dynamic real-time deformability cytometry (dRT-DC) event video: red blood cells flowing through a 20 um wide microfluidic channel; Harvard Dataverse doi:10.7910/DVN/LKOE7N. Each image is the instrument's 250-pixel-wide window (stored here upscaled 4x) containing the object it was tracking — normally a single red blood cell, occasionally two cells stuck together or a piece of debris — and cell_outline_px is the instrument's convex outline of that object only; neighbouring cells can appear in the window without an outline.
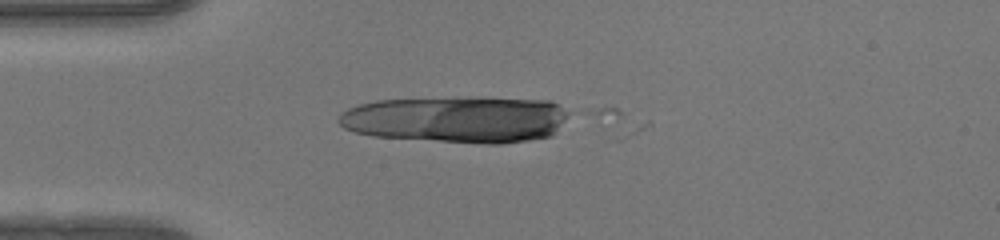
{"species": "human", "species_latin": "Homo sapiens", "temperature_condition": "warm", "stored_images_in_passage": 32, "camera_frame_rate_fps": 3000, "um_per_image_px": 0.085, "donor": {"sex": "female"}, "frame": {"image": 1, "passage_image": 12, "time_ms": 3.667, "image_size_px": [1000, 240], "cell_outline_px": [[568, 116], [556, 132], [552, 136], [504, 144], [488, 144], [372, 136], [356, 132], [344, 128], [336, 120], [340, 112], [348, 108], [360, 104], [376, 100], [548, 100], [556, 104], [568, 112]], "centroid_in_image_um": [38.78, 10.2], "position_along_channel_um": 46.2, "area_um2": 60.86}}